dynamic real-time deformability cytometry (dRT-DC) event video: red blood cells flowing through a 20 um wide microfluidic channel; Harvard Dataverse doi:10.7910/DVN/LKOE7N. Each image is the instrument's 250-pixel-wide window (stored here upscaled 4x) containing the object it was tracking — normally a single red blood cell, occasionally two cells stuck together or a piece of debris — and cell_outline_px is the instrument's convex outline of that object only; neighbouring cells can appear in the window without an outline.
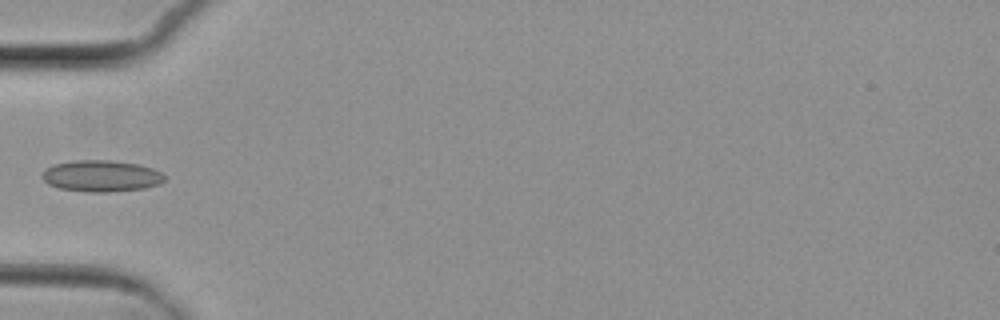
{"species": "common noctule bat (a hibernating species)", "species_latin": "Nyctalus noctula", "temperature_condition": "cold", "stored_images_in_passage": 5, "camera_frame_rate_fps": 3000, "um_per_image_px": 0.085, "animal": {"sex": "female", "body_mass_g": 29.2, "forearm_length_mm": 56.3}, "frame": {"image": 1, "passage_image": 4, "time_ms": 4.333, "image_size_px": [1000, 320], "cell_outline_px": [[164, 180], [160, 184], [144, 188], [108, 192], [88, 192], [60, 188], [48, 184], [40, 176], [52, 164], [76, 160], [108, 160], [140, 164], [152, 168], [160, 172], [164, 176]], "centroid_in_image_um": [8.61, 14.95], "position_along_channel_um": 76.4, "area_um2": 22.37}}
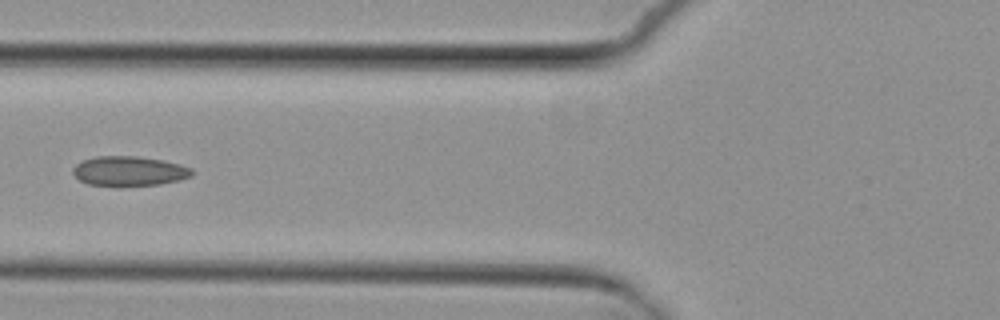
{"frame": {"image": 2, "passage_image": 5, "time_ms": 5.333, "image_size_px": [1000, 320], "cell_outline_px": [[196, 172], [192, 176], [180, 180], [160, 184], [120, 188], [88, 184], [80, 180], [72, 172], [72, 168], [76, 164], [84, 160], [96, 156], [136, 156], [164, 160], [180, 164], [192, 168]], "centroid_in_image_um": [11.01, 14.57], "position_along_channel_um": 114.8, "area_um2": 21.27}}